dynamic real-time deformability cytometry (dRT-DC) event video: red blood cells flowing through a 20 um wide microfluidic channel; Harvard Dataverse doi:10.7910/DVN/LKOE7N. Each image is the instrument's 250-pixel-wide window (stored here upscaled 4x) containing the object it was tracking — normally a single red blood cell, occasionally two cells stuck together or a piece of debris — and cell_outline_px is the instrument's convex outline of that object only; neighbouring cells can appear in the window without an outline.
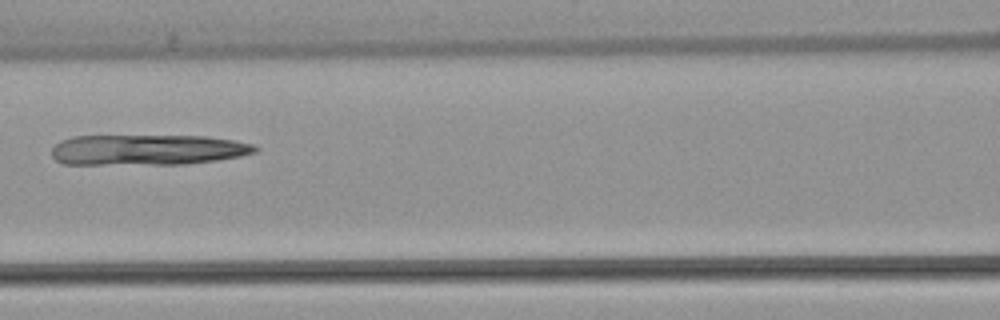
{"species": "common noctule bat (a hibernating species)", "species_latin": "Nyctalus noctula", "temperature_condition": "warm", "stored_images_in_passage": 6, "camera_frame_rate_fps": 3000, "um_per_image_px": 0.085, "animal": {"sex": "female", "body_mass_g": 22.7, "forearm_length_mm": 54.2}, "frame": {"image": 1, "passage_image": 6, "time_ms": 7.0, "image_size_px": [1000, 320], "cell_outline_px": [[260, 148], [256, 152], [240, 156], [216, 160], [184, 164], [60, 164], [52, 156], [52, 148], [60, 140], [72, 136], [204, 136], [236, 140], [252, 144]], "centroid_in_image_um": [12.53, 12.73], "position_along_channel_um": 154.1, "area_um2": 36.41}}